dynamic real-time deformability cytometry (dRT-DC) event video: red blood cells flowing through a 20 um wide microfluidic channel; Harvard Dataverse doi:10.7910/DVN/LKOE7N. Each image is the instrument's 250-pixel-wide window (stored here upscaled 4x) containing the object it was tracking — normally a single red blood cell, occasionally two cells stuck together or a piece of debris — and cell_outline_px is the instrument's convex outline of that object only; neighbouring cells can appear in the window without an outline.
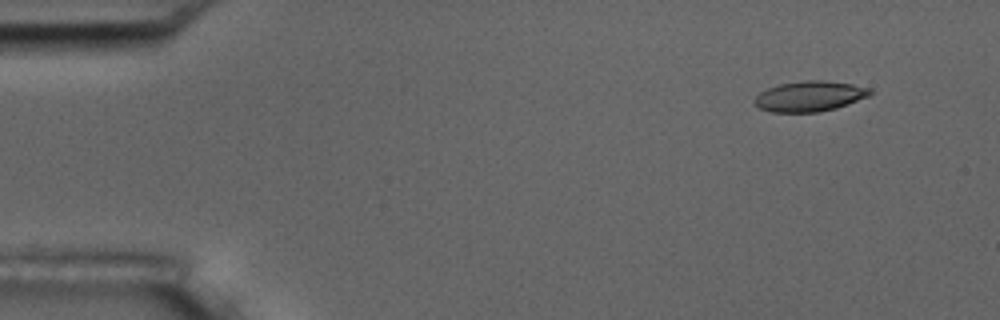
{"species": "common noctule bat (a hibernating species)", "species_latin": "Nyctalus noctula", "temperature_condition": "room temperature", "stored_images_in_passage": 4, "camera_frame_rate_fps": 3000, "um_per_image_px": 0.085, "animal": {"sex": "male", "body_mass_g": 17.5, "forearm_length_mm": 52.3}, "frame": {"image": 1, "passage_image": 1, "time_ms": 0.0, "image_size_px": [1000, 320], "cell_outline_px": [[876, 92], [868, 96], [848, 104], [836, 108], [820, 112], [772, 112], [760, 108], [752, 100], [760, 92], [768, 88], [780, 84], [808, 80], [820, 80], [852, 84], [872, 88]], "centroid_in_image_um": [68.86, 8.18], "position_along_channel_um": 16.1, "area_um2": 20.46}}
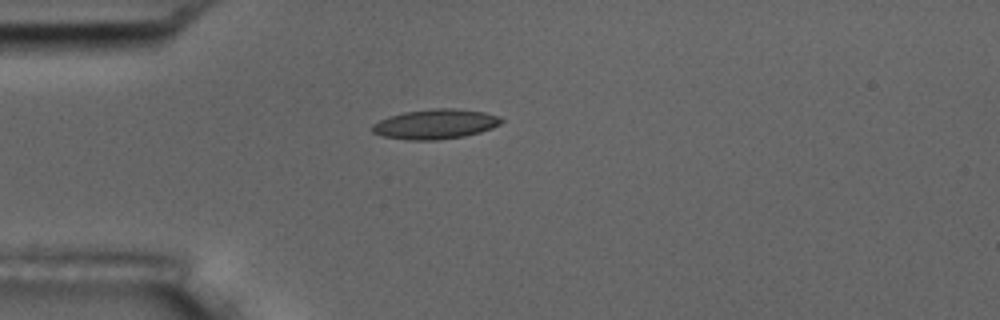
{"frame": {"image": 2, "passage_image": 4, "time_ms": 3.333, "image_size_px": [1000, 320], "cell_outline_px": [[504, 120], [500, 124], [492, 128], [480, 132], [464, 136], [436, 140], [408, 140], [384, 136], [372, 132], [372, 124], [388, 116], [404, 112], [436, 108], [452, 108], [484, 112], [500, 116]], "centroid_in_image_um": [37.02, 10.54], "position_along_channel_um": 48.0, "area_um2": 22.37}}